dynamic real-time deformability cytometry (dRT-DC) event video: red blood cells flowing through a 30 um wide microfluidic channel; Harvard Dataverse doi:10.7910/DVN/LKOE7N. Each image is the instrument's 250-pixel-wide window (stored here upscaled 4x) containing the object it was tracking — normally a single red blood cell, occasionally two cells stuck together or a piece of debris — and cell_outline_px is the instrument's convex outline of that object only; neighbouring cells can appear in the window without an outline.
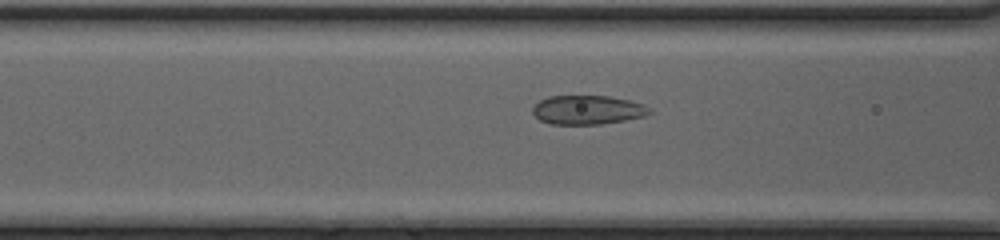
{"species": "common noctule bat (a hibernating species)", "species_latin": "Nyctalus noctula", "temperature_condition": "cold", "stored_images_in_passage": 42, "camera_frame_rate_fps": 3000, "um_per_image_px": 0.085, "animal": {"sex": "female", "body_mass_g": 20.0, "forearm_length_mm": 54.0}, "frame": {"image": 1, "passage_image": 17, "time_ms": 5.333, "image_size_px": [1000, 240], "cell_outline_px": [[652, 112], [644, 116], [624, 120], [600, 124], [548, 124], [540, 120], [532, 112], [532, 108], [540, 100], [548, 96], [608, 96], [628, 100], [644, 104]], "centroid_in_image_um": [49.92, 9.34], "position_along_channel_um": 116.7, "area_um2": 19.65}}
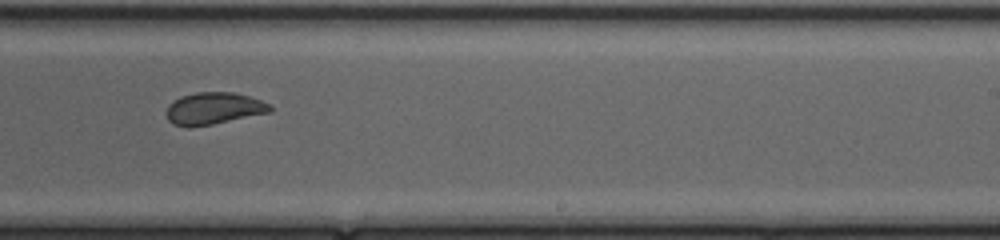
{"frame": {"image": 2, "passage_image": 28, "time_ms": 9.0, "image_size_px": [1000, 240], "cell_outline_px": [[272, 112], [212, 124], [188, 128], [172, 124], [168, 120], [168, 104], [172, 100], [180, 96], [196, 92], [232, 92], [248, 96], [272, 104]], "centroid_in_image_um": [18.16, 9.22], "position_along_channel_um": 270.8, "area_um2": 19.48}}
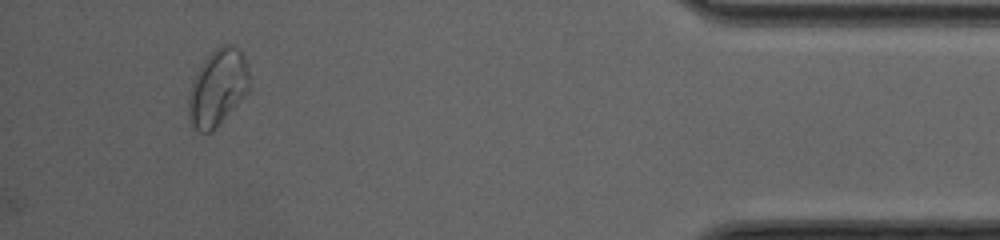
{"frame": {"image": 3, "passage_image": 42, "time_ms": 13.667, "image_size_px": [1000, 240], "cell_outline_px": [[248, 92], [220, 124], [212, 132], [200, 132], [192, 124], [188, 116], [188, 92], [196, 72], [204, 60], [220, 44], [232, 44], [240, 48], [244, 56], [248, 68]], "centroid_in_image_um": [18.5, 7.43], "position_along_channel_um": 416.7, "area_um2": 27.22}, "authors_computed_cell_mechanics": {"area_um2": 20.23, "velocity_mm_per_s": 4.2152, "shape_relaxation_time_tau1_ms": 11.3491, "shape_relaxation_time_tau2_ms": null, "deformation_change_tau1": 0.1883, "deformation_change_tau2": null}}